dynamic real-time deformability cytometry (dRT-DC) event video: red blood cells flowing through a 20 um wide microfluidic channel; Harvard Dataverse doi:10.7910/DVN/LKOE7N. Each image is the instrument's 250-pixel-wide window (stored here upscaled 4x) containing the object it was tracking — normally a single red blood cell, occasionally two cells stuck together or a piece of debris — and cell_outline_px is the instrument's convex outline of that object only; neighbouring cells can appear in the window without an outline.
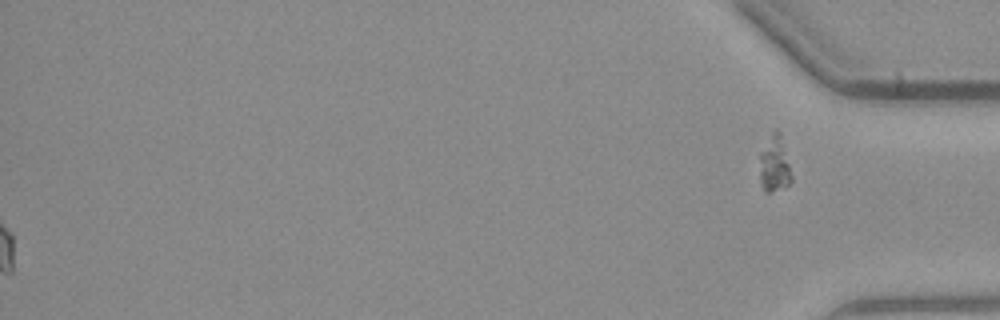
{"species": "common noctule bat (a hibernating species)", "species_latin": "Nyctalus noctula", "temperature_condition": "warm", "stored_images_in_passage": 47, "segment_of_instrument_passage": [2, 2], "camera_frame_rate_fps": 3000, "um_per_image_px": 0.085, "animal": {"sex": "male", "body_mass_g": 23.1, "forearm_length_mm": 52.7}, "frame": {"image": 1, "passage_image": 47, "time_ms": 15.333, "image_size_px": [1000, 320], "cell_outline_px": [[792, 180], [788, 184], [772, 192], [764, 192], [760, 184], [760, 152], [772, 132], [776, 128], [780, 132], [792, 176]], "centroid_in_image_um": [65.81, 13.96], "position_along_channel_um": 369.4, "area_um2": 10.35}}